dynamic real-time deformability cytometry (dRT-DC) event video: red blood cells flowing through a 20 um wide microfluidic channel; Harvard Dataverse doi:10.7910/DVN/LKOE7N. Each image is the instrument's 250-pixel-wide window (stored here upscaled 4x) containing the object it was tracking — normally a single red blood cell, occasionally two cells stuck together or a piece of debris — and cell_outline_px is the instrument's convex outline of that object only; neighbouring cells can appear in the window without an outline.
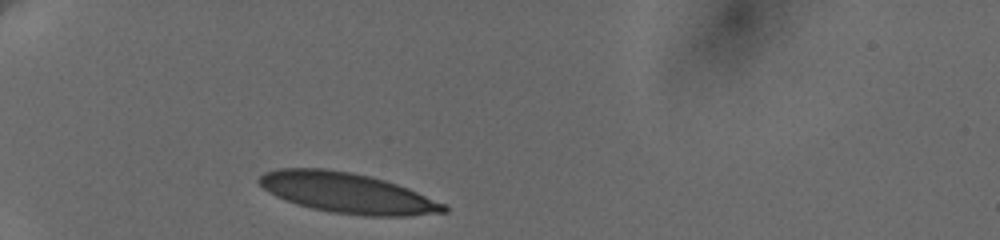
{"species": "human", "species_latin": "Homo sapiens", "temperature_condition": "cold", "stored_images_in_passage": 9, "camera_frame_rate_fps": 3000, "um_per_image_px": 0.085, "donor": {"sex": "female"}, "frame": {"image": 1, "passage_image": 1, "time_ms": 0.0, "image_size_px": [1000, 240], "cell_outline_px": [[448, 212], [412, 216], [364, 216], [332, 212], [312, 208], [296, 204], [276, 196], [268, 192], [256, 180], [264, 172], [280, 168], [324, 168], [352, 172], [384, 180], [408, 188], [448, 204]], "centroid_in_image_um": [29.55, 16.4], "position_along_channel_um": 55.4, "area_um2": 43.58}}
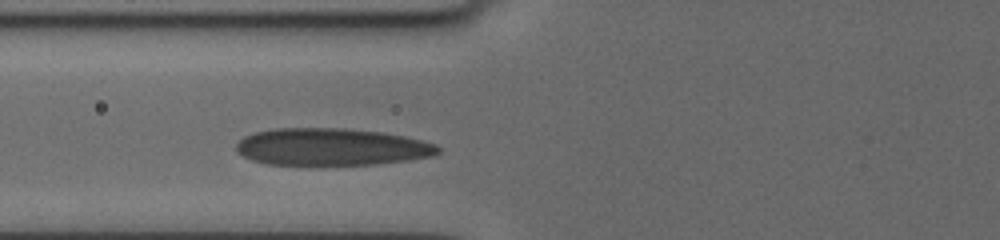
{"frame": {"image": 2, "passage_image": 6, "time_ms": 2.0, "image_size_px": [1000, 240], "cell_outline_px": [[440, 152], [432, 156], [376, 164], [264, 164], [252, 160], [236, 152], [236, 144], [244, 136], [256, 132], [276, 128], [340, 128], [380, 132], [404, 136], [436, 144], [440, 148]], "centroid_in_image_um": [28.14, 12.48], "position_along_channel_um": 97.7, "area_um2": 43.35}}
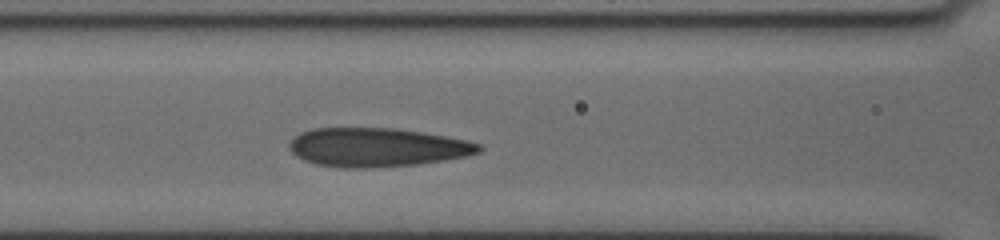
{"frame": {"image": 3, "passage_image": 9, "time_ms": 3.0, "image_size_px": [1000, 240], "cell_outline_px": [[484, 148], [480, 152], [468, 156], [444, 160], [416, 164], [372, 168], [340, 168], [316, 164], [304, 160], [296, 156], [288, 148], [288, 144], [300, 132], [312, 128], [392, 128], [420, 132], [468, 140], [480, 144]], "centroid_in_image_um": [32.04, 12.53], "position_along_channel_um": 134.6, "area_um2": 43.0}}